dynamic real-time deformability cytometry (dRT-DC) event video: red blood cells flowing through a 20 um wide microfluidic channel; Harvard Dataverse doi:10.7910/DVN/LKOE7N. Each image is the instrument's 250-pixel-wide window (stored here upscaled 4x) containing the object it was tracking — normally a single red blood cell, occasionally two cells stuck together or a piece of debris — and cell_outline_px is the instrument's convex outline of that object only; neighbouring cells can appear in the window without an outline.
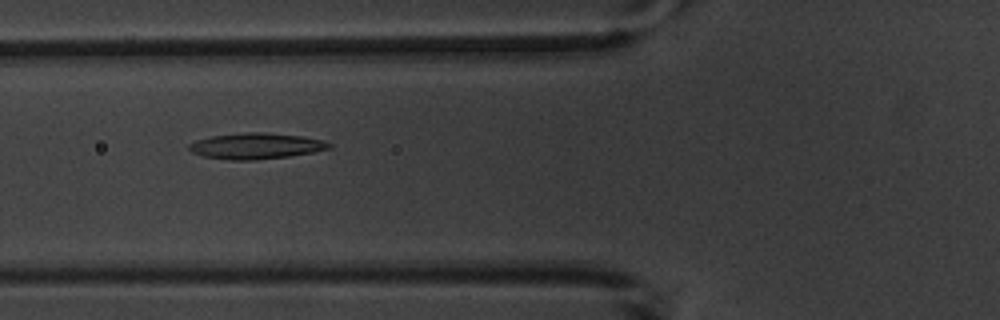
{"species": "common noctule bat (a hibernating species)", "species_latin": "Nyctalus noctula", "temperature_condition": "warm", "stored_images_in_passage": 9, "camera_frame_rate_fps": 3000, "um_per_image_px": 0.085, "animal": {"sex": "male", "body_mass_g": 20.1, "forearm_length_mm": 53.5}, "frame": {"image": 1, "passage_image": 7, "time_ms": 7.667, "image_size_px": [1000, 320], "cell_outline_px": [[332, 148], [312, 152], [288, 156], [256, 160], [228, 160], [204, 156], [192, 152], [188, 148], [188, 144], [196, 140], [212, 136], [248, 132], [264, 132], [304, 136], [324, 140], [332, 144]], "centroid_in_image_um": [21.78, 12.4], "position_along_channel_um": 104.0, "area_um2": 21.21}}
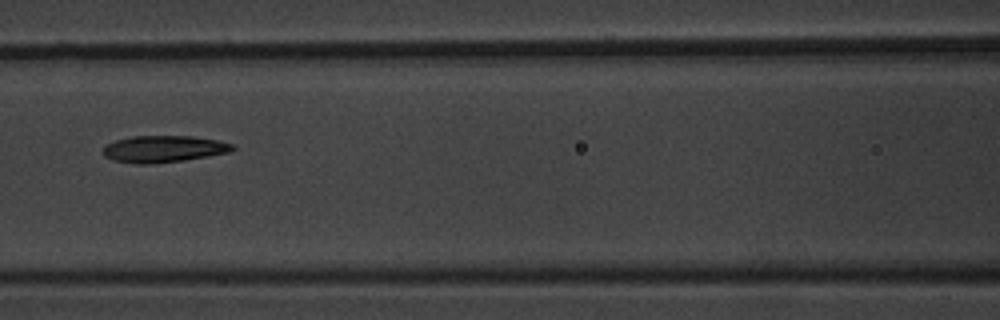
{"frame": {"image": 2, "passage_image": 8, "time_ms": 9.0, "image_size_px": [1000, 320], "cell_outline_px": [[236, 148], [232, 152], [184, 160], [152, 164], [136, 164], [112, 160], [104, 156], [104, 144], [116, 140], [132, 136], [192, 136], [216, 140], [232, 144]], "centroid_in_image_um": [13.9, 12.66], "position_along_channel_um": 152.7, "area_um2": 20.29}}
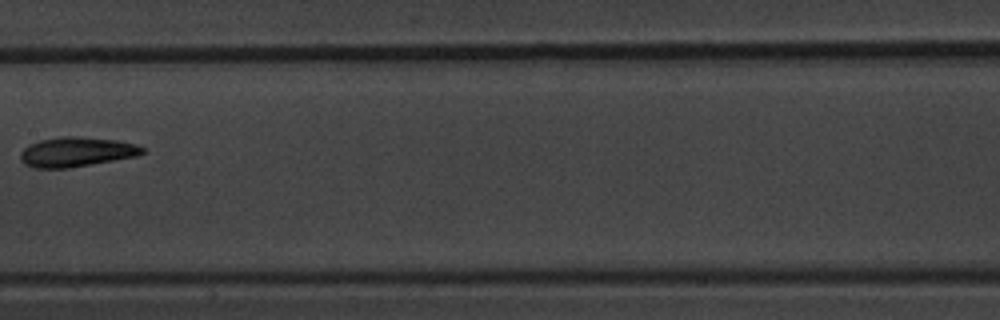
{"frame": {"image": 3, "passage_image": 9, "time_ms": 10.333, "image_size_px": [1000, 320], "cell_outline_px": [[144, 152], [136, 156], [68, 168], [32, 168], [24, 164], [20, 160], [20, 152], [28, 144], [40, 140], [64, 136], [80, 136], [120, 140], [136, 144], [144, 148]], "centroid_in_image_um": [6.47, 12.9], "position_along_channel_um": 200.9, "area_um2": 21.21}}